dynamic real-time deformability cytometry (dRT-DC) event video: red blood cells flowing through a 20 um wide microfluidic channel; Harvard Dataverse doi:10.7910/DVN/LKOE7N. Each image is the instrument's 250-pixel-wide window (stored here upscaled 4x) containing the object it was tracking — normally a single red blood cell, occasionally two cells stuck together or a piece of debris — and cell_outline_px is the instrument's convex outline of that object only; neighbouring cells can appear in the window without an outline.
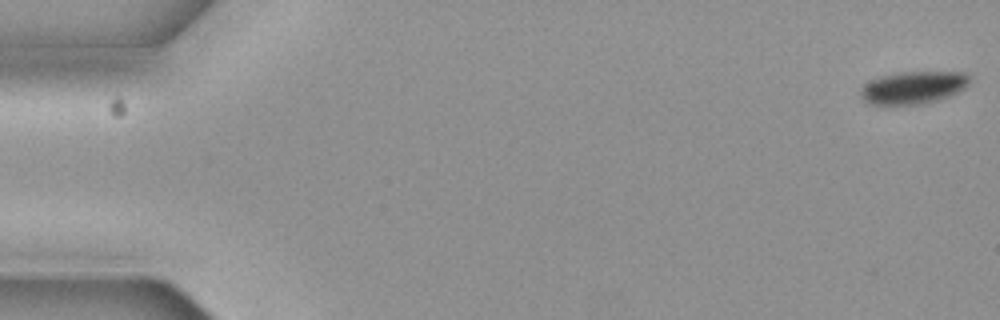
{"species": "common noctule bat (a hibernating species)", "species_latin": "Nyctalus noctula", "temperature_condition": "cold", "stored_images_in_passage": 6, "camera_frame_rate_fps": 3000, "um_per_image_px": 0.085, "animal": {"sex": "female", "body_mass_g": 19.3, "forearm_length_mm": 54.1}, "frame": {"image": 1, "passage_image": 1, "time_ms": 0.0, "image_size_px": [1000, 320], "cell_outline_px": [[968, 84], [964, 88], [948, 96], [936, 100], [916, 104], [872, 104], [864, 100], [860, 92], [860, 88], [864, 84], [880, 76], [900, 72], [964, 72], [968, 76]], "centroid_in_image_um": [77.6, 7.43], "position_along_channel_um": 7.4, "area_um2": 20.23}}
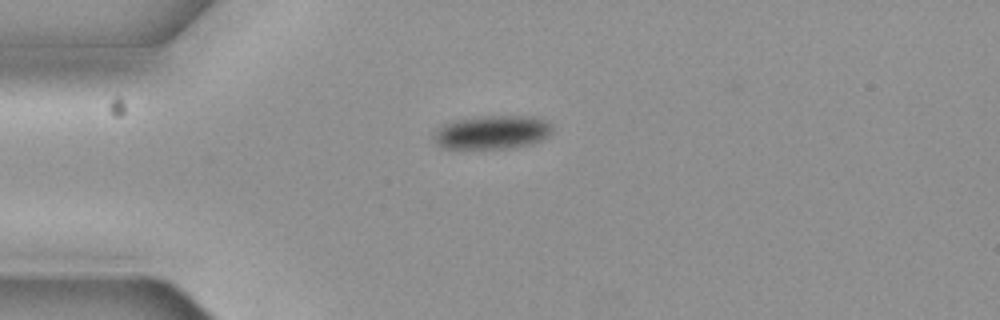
{"frame": {"image": 2, "passage_image": 5, "time_ms": 1.333, "image_size_px": [1000, 320], "cell_outline_px": [[552, 132], [548, 136], [540, 140], [528, 144], [504, 148], [440, 148], [436, 144], [432, 136], [432, 132], [440, 124], [452, 120], [476, 116], [532, 116], [548, 120], [552, 124]], "centroid_in_image_um": [41.76, 11.22], "position_along_channel_um": 43.2, "area_um2": 23.64}}